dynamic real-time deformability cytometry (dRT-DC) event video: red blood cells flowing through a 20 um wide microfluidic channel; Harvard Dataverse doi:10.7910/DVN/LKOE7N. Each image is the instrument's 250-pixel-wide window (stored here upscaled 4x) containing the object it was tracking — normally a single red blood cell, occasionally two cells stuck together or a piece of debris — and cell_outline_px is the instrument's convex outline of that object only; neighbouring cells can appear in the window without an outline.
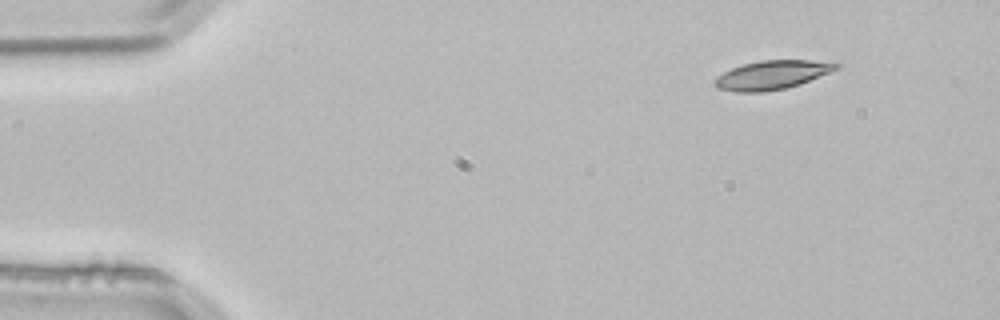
{"species": "common noctule bat (a hibernating species)", "species_latin": "Nyctalus noctula", "temperature_condition": "room temperature", "stored_images_in_passage": 3, "camera_frame_rate_fps": 3000, "um_per_image_px": 0.085, "animal": {"sex": "male", "body_mass_g": 21.5, "forearm_length_mm": 52.0}, "frame": {"image": 1, "passage_image": 1, "time_ms": 0.0, "image_size_px": [1000, 320], "cell_outline_px": [[840, 68], [800, 84], [784, 88], [764, 92], [736, 92], [716, 88], [712, 84], [712, 80], [724, 72], [732, 68], [744, 64], [760, 60], [808, 60], [840, 64]], "centroid_in_image_um": [65.57, 6.38], "position_along_channel_um": 19.4, "area_um2": 20.35}}
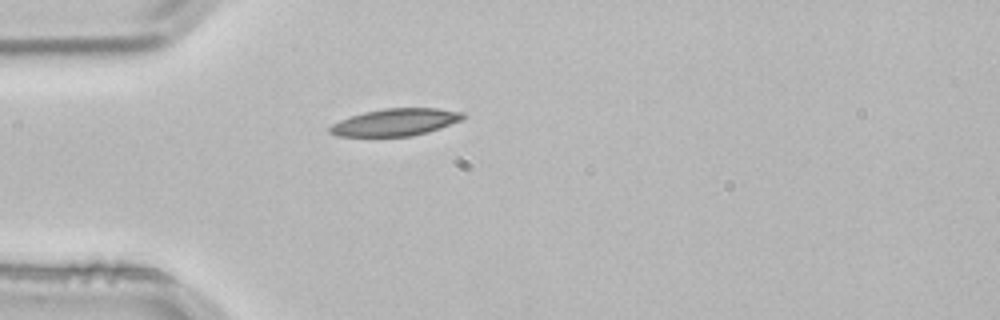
{"frame": {"image": 2, "passage_image": 3, "time_ms": 0.667, "image_size_px": [1000, 320], "cell_outline_px": [[468, 116], [464, 120], [428, 132], [412, 136], [336, 136], [328, 132], [328, 128], [332, 124], [340, 120], [364, 112], [384, 108], [436, 108], [464, 112]], "centroid_in_image_um": [33.66, 10.38], "position_along_channel_um": 51.3, "area_um2": 21.27}}